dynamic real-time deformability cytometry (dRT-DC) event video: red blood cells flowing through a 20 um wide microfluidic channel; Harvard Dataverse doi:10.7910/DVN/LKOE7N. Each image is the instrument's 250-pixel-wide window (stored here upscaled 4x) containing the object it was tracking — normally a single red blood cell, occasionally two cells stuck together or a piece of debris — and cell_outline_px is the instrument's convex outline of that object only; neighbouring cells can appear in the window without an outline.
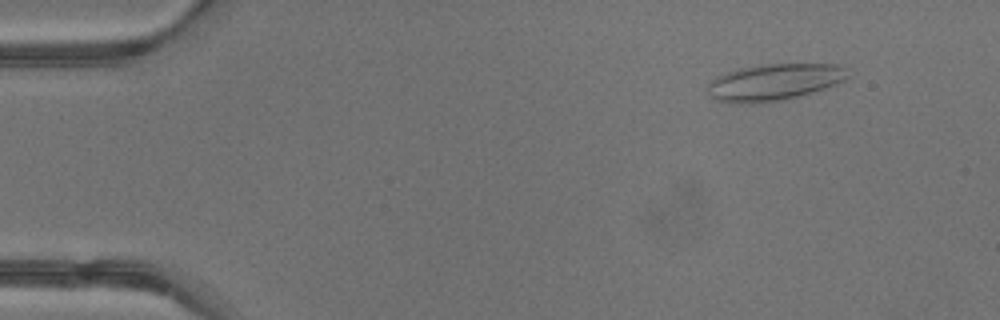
{"species": "common noctule bat (a hibernating species)", "species_latin": "Nyctalus noctula", "temperature_condition": "warm", "stored_images_in_passage": 43, "camera_frame_rate_fps": 3000, "um_per_image_px": 0.085, "animal": {"sex": "male", "body_mass_g": 13.3}, "frame": {"image": 1, "passage_image": 5, "time_ms": 1.333, "image_size_px": [1000, 320], "cell_outline_px": [[848, 76], [844, 80], [836, 84], [812, 92], [784, 100], [748, 104], [732, 104], [716, 100], [708, 92], [708, 84], [716, 76], [740, 68], [768, 64], [840, 64], [848, 68]], "centroid_in_image_um": [65.81, 6.99], "position_along_channel_um": 19.2, "area_um2": 30.0}}
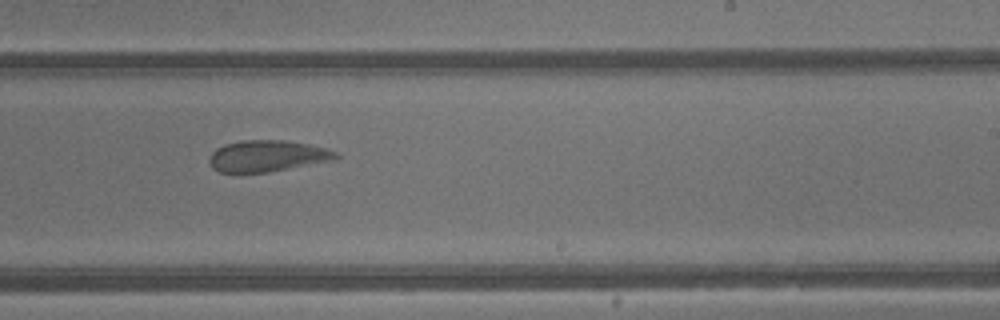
{"frame": {"image": 2, "passage_image": 27, "time_ms": 8.667, "image_size_px": [1000, 320], "cell_outline_px": [[340, 156], [336, 160], [268, 172], [220, 172], [212, 168], [208, 160], [212, 152], [216, 148], [224, 144], [240, 140], [284, 140], [308, 144], [324, 148], [336, 152]], "centroid_in_image_um": [22.71, 13.25], "position_along_channel_um": 266.3, "area_um2": 23.18}}
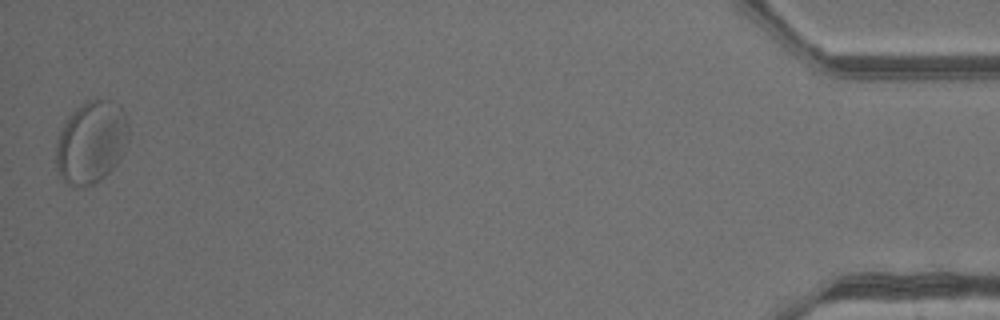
{"frame": {"image": 3, "passage_image": 43, "time_ms": 14.0, "image_size_px": [1000, 320], "cell_outline_px": [[128, 140], [124, 152], [116, 164], [104, 176], [92, 184], [68, 184], [60, 176], [56, 168], [56, 144], [60, 132], [68, 116], [72, 112], [88, 100], [96, 96], [112, 100], [128, 116]], "centroid_in_image_um": [7.78, 12.02], "position_along_channel_um": 427.4, "area_um2": 34.8}, "authors_computed_cell_mechanics": {"area_um2": 25.0274, "velocity_mm_per_s": 4.7832, "shape_relaxation_time_tau1_ms": 9.9225, "shape_relaxation_time_tau2_ms": 1.8258, "deformation_change_tau1": 0.1856, "deformation_change_tau2": 0.0585}}